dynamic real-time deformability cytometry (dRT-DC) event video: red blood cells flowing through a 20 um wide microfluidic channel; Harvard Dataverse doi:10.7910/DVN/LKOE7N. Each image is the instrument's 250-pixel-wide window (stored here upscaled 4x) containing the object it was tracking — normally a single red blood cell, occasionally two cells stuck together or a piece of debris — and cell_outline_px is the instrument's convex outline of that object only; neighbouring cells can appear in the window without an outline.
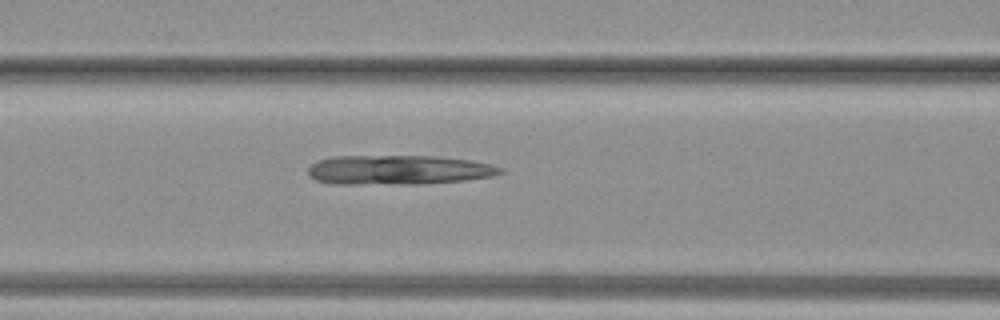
{"species": "common noctule bat (a hibernating species)", "species_latin": "Nyctalus noctula", "temperature_condition": "warm", "stored_images_in_passage": 27, "camera_frame_rate_fps": 3000, "um_per_image_px": 0.085, "animal": {"sex": "female", "body_mass_g": 19.3, "forearm_length_mm": 54.1}, "frame": {"image": 1, "passage_image": 8, "time_ms": 2.333, "image_size_px": [1000, 320], "cell_outline_px": [[504, 172], [492, 176], [464, 180], [420, 184], [332, 184], [316, 180], [308, 176], [308, 168], [316, 160], [332, 156], [436, 156], [472, 160], [504, 168]], "centroid_in_image_um": [33.83, 14.44], "position_along_channel_um": 132.8, "area_um2": 33.29}}
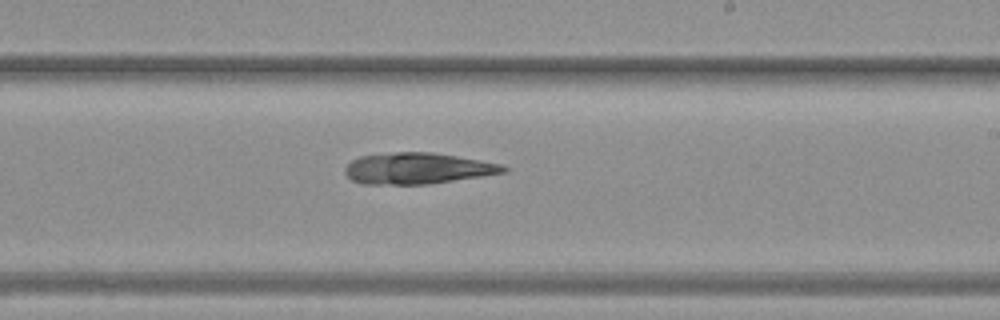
{"frame": {"image": 2, "passage_image": 15, "time_ms": 4.667, "image_size_px": [1000, 320], "cell_outline_px": [[508, 172], [428, 184], [360, 184], [352, 180], [344, 172], [344, 168], [352, 160], [360, 156], [396, 152], [432, 152], [504, 164], [508, 168]], "centroid_in_image_um": [35.5, 14.31], "position_along_channel_um": 253.5, "area_um2": 28.78}}
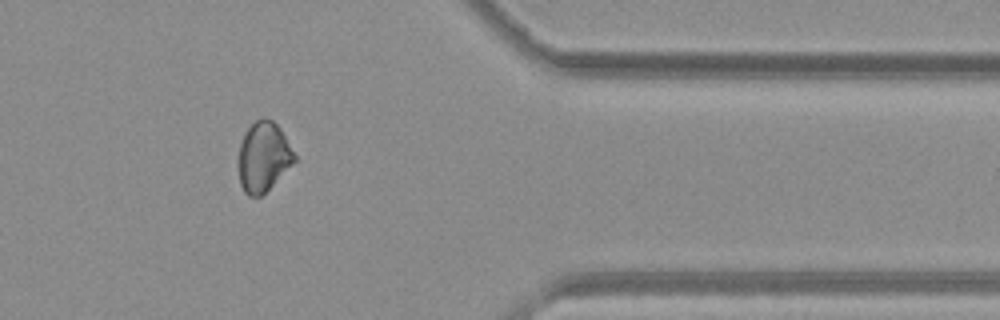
{"frame": {"image": 3, "passage_image": 24, "time_ms": 7.667, "image_size_px": [1000, 320], "cell_outline_px": [[296, 160], [260, 196], [248, 196], [244, 192], [240, 184], [236, 164], [236, 160], [240, 144], [244, 132], [256, 120], [264, 116], [272, 120], [280, 128], [296, 156]], "centroid_in_image_um": [22.33, 13.31], "position_along_channel_um": 389.1, "area_um2": 22.83}}